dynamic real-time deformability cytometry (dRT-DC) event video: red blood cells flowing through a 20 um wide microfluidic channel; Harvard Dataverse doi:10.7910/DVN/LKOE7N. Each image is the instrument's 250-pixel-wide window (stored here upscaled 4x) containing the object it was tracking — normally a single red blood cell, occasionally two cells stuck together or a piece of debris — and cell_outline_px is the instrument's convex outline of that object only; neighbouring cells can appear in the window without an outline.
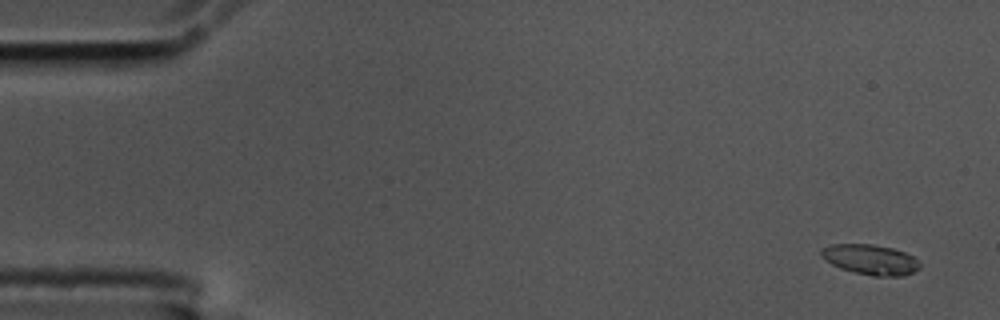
{"species": "common noctule bat (a hibernating species)", "species_latin": "Nyctalus noctula", "temperature_condition": "cold", "stored_images_in_passage": 58, "camera_frame_rate_fps": 3000, "um_per_image_px": 0.085, "animal": {"sex": "male", "body_mass_g": 17.5, "forearm_length_mm": 52.3}, "frame": {"image": 1, "passage_image": 3, "time_ms": 0.667, "image_size_px": [1000, 320], "cell_outline_px": [[920, 268], [904, 276], [872, 276], [840, 268], [832, 264], [820, 256], [820, 248], [832, 244], [872, 244], [892, 248], [904, 252], [912, 256], [920, 264]], "centroid_in_image_um": [73.96, 22.06], "position_along_channel_um": 11.0, "area_um2": 17.28}}
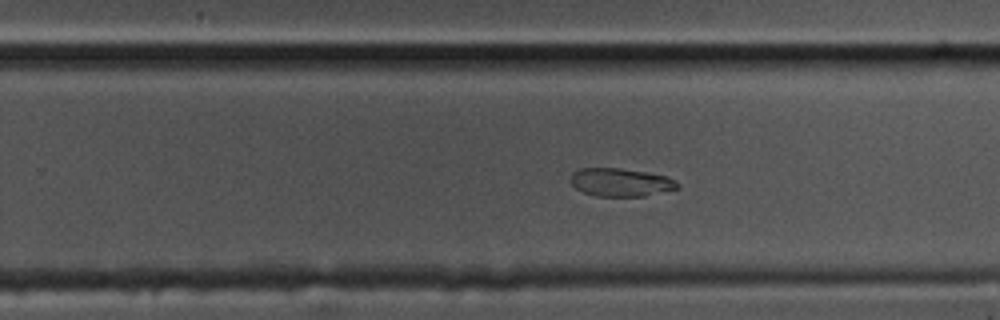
{"frame": {"image": 2, "passage_image": 36, "time_ms": 11.667, "image_size_px": [1000, 320], "cell_outline_px": [[680, 188], [644, 196], [596, 196], [584, 192], [576, 188], [568, 180], [572, 172], [580, 168], [620, 168], [644, 172], [664, 176], [676, 180], [680, 184]], "centroid_in_image_um": [52.74, 15.49], "position_along_channel_um": 277.1, "area_um2": 17.57}}
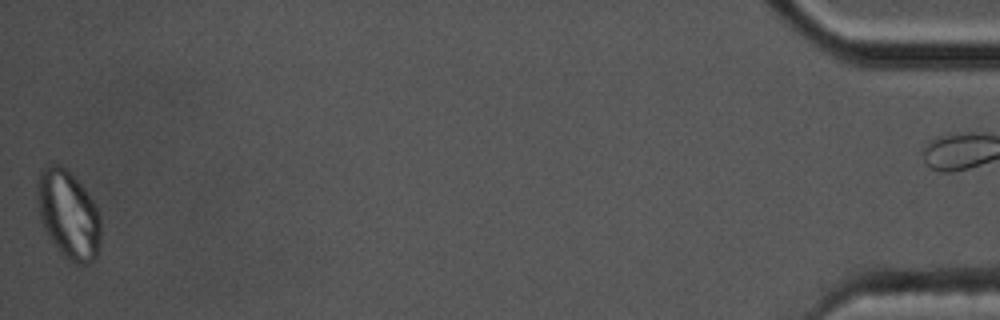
{"frame": {"image": 3, "passage_image": 57, "time_ms": 18.667, "image_size_px": [1000, 320], "cell_outline_px": [[100, 244], [96, 256], [88, 264], [76, 264], [68, 260], [60, 252], [48, 236], [40, 220], [36, 200], [36, 184], [40, 172], [48, 164], [60, 164], [84, 188], [100, 212]], "centroid_in_image_um": [5.79, 18.25], "position_along_channel_um": 429.4, "area_um2": 32.77}, "authors_computed_cell_mechanics": {"area_um2": 18.6694, "velocity_mm_per_s": 3.5442, "shape_relaxation_time_tau1_ms": null, "shape_relaxation_time_tau2_ms": 2.5622, "deformation_change_tau1": null, "deformation_change_tau2": 0.0411}}